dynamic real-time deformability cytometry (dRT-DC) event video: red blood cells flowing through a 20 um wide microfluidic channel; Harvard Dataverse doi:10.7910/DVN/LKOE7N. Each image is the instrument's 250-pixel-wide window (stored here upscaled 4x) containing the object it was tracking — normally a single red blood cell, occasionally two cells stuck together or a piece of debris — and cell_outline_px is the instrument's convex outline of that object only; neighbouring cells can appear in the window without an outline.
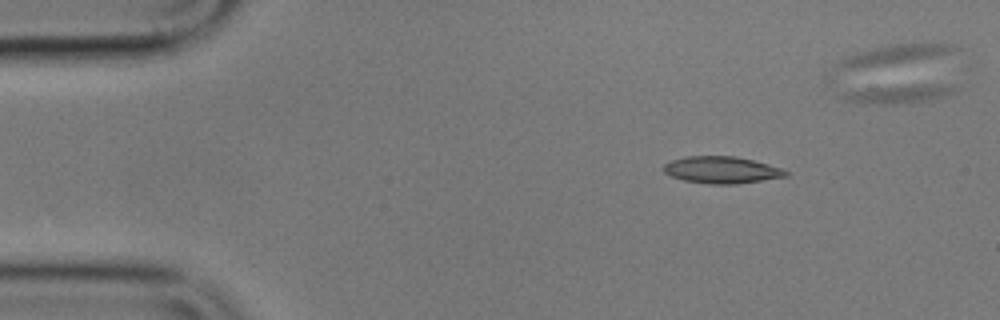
{"species": "common noctule bat (a hibernating species)", "species_latin": "Nyctalus noctula", "temperature_condition": "cold", "stored_images_in_passage": 7, "camera_frame_rate_fps": 3000, "um_per_image_px": 0.085, "animal": {"sex": "male", "body_mass_g": 17.9}, "frame": {"image": 1, "passage_image": 1, "time_ms": 0.0, "image_size_px": [1000, 320], "cell_outline_px": [[788, 176], [736, 184], [712, 184], [684, 180], [672, 176], [664, 172], [664, 164], [672, 160], [688, 156], [736, 156], [768, 164], [780, 168], [788, 172]], "centroid_in_image_um": [61.34, 14.44], "position_along_channel_um": 23.7, "area_um2": 18.9}}
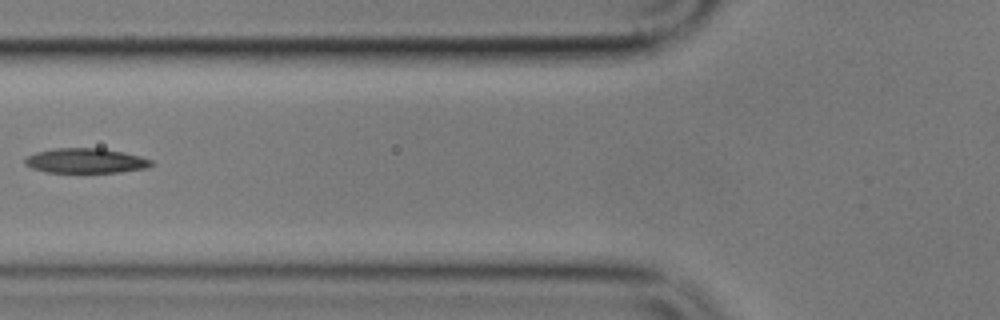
{"frame": {"image": 2, "passage_image": 5, "time_ms": 4.667, "image_size_px": [1000, 320], "cell_outline_px": [[152, 164], [148, 168], [120, 172], [80, 176], [44, 172], [32, 168], [24, 164], [24, 160], [28, 156], [36, 152], [56, 148], [104, 148], [124, 152], [140, 156], [152, 160]], "centroid_in_image_um": [7.27, 13.72], "position_along_channel_um": 118.5, "area_um2": 19.42}}
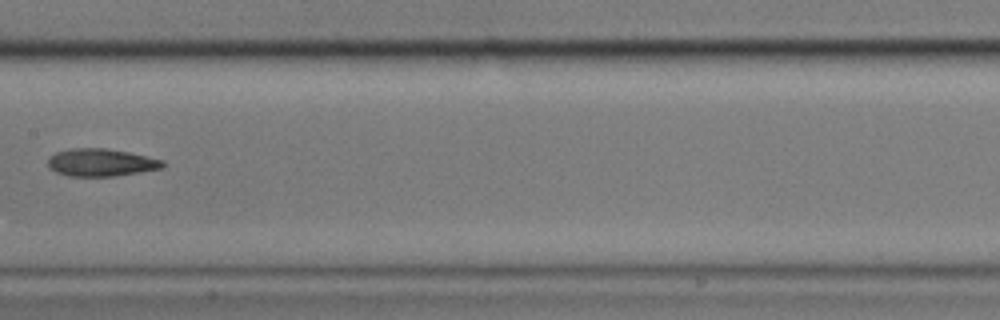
{"frame": {"image": 3, "passage_image": 7, "time_ms": 7.0, "image_size_px": [1000, 320], "cell_outline_px": [[168, 164], [160, 168], [140, 172], [112, 176], [68, 176], [56, 172], [48, 164], [48, 156], [56, 152], [72, 148], [104, 148], [128, 152], [164, 160]], "centroid_in_image_um": [8.59, 13.81], "position_along_channel_um": 198.8, "area_um2": 18.38}}